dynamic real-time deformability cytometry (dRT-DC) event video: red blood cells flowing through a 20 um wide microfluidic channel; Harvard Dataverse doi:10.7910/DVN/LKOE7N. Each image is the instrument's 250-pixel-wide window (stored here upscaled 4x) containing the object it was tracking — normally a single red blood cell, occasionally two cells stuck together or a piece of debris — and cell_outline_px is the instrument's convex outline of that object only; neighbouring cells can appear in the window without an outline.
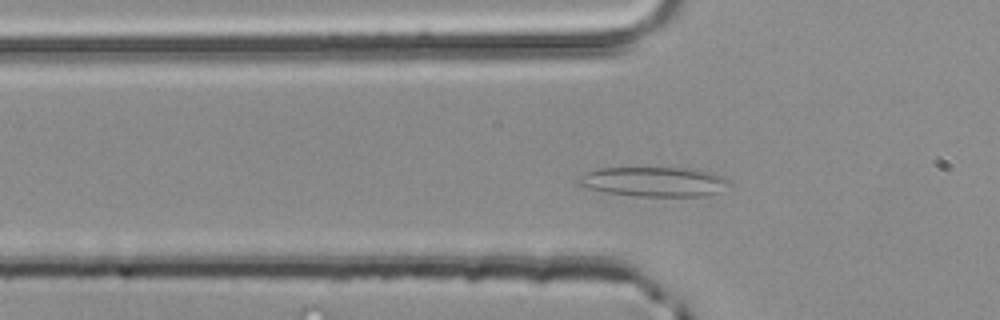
{"species": "common noctule bat (a hibernating species)", "species_latin": "Nyctalus noctula", "temperature_condition": "room temperature", "stored_images_in_passage": 46, "camera_frame_rate_fps": 3000, "um_per_image_px": 0.085, "animal": {"sex": "male", "body_mass_g": 20.4}, "frame": {"image": 1, "passage_image": 12, "time_ms": 3.667, "image_size_px": [1000, 320], "cell_outline_px": [[732, 180], [720, 192], [704, 196], [636, 196], [604, 192], [588, 188], [576, 184], [576, 180], [580, 176], [588, 172], [600, 168], [696, 168], [712, 172]], "centroid_in_image_um": [55.62, 15.44], "position_along_channel_um": 70.2, "area_um2": 26.24}}
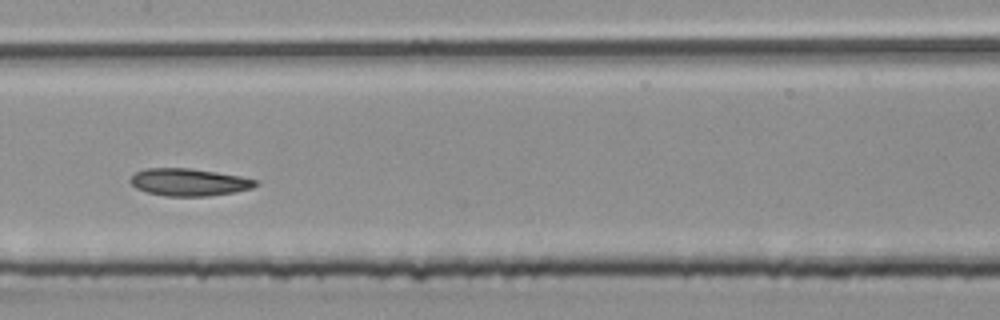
{"frame": {"image": 2, "passage_image": 21, "time_ms": 6.667, "image_size_px": [1000, 320], "cell_outline_px": [[260, 184], [252, 188], [232, 192], [208, 196], [164, 196], [148, 192], [136, 188], [128, 180], [136, 172], [144, 168], [192, 168], [240, 176], [256, 180]], "centroid_in_image_um": [16.05, 15.48], "position_along_channel_um": 191.4, "area_um2": 19.94}}
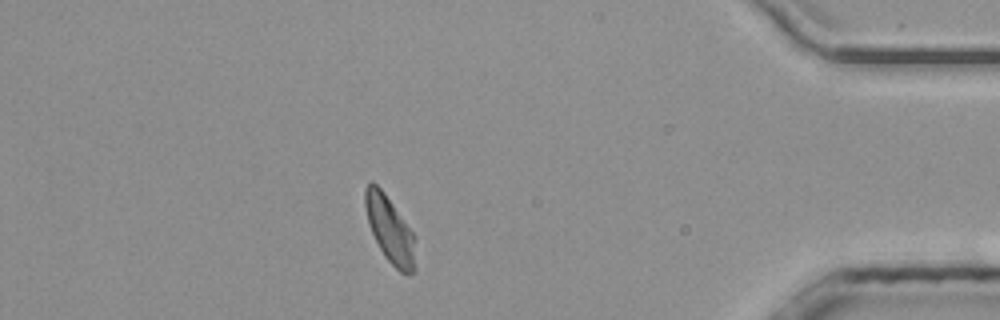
{"frame": {"image": 3, "passage_image": 40, "time_ms": 13.0, "image_size_px": [1000, 320], "cell_outline_px": [[416, 272], [400, 272], [384, 256], [368, 224], [364, 204], [364, 188], [372, 180], [380, 188], [416, 236]], "centroid_in_image_um": [33.16, 19.53], "position_along_channel_um": 402.0, "area_um2": 19.48}, "authors_computed_cell_mechanics": {"area_um2": 19.9699, "velocity_mm_per_s": 4.0282, "shape_relaxation_time_tau1_ms": 7.3036, "shape_relaxation_time_tau2_ms": 3.0377, "deformation_change_tau1": 0.1698, "deformation_change_tau2": 0.0898}}